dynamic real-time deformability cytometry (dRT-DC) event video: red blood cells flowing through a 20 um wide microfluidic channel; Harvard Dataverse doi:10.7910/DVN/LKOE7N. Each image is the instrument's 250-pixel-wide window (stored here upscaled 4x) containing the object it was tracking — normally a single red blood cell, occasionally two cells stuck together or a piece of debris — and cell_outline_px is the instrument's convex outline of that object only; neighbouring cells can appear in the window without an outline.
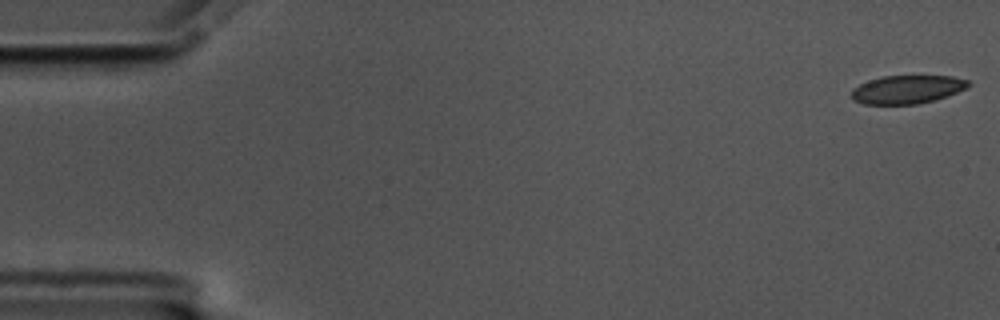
{"species": "common noctule bat (a hibernating species)", "species_latin": "Nyctalus noctula", "temperature_condition": "cold", "stored_images_in_passage": 57, "camera_frame_rate_fps": 3000, "um_per_image_px": 0.085, "animal": {"sex": "male", "body_mass_g": 17.5, "forearm_length_mm": 52.3}, "frame": {"image": 1, "passage_image": 1, "time_ms": 0.0, "image_size_px": [1000, 320], "cell_outline_px": [[972, 84], [968, 88], [936, 100], [916, 104], [864, 104], [852, 100], [852, 88], [868, 80], [884, 76], [952, 76], [968, 80]], "centroid_in_image_um": [77.13, 7.6], "position_along_channel_um": 7.9, "area_um2": 19.42}}
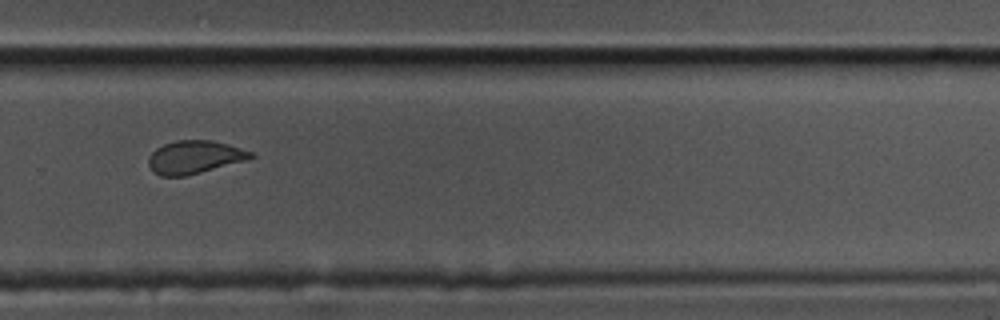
{"frame": {"image": 2, "passage_image": 39, "time_ms": 12.667, "image_size_px": [1000, 320], "cell_outline_px": [[256, 156], [248, 160], [184, 176], [160, 176], [152, 172], [148, 164], [148, 156], [156, 148], [164, 144], [176, 140], [212, 140], [228, 144], [252, 152]], "centroid_in_image_um": [16.52, 13.35], "position_along_channel_um": 313.3, "area_um2": 19.77}}
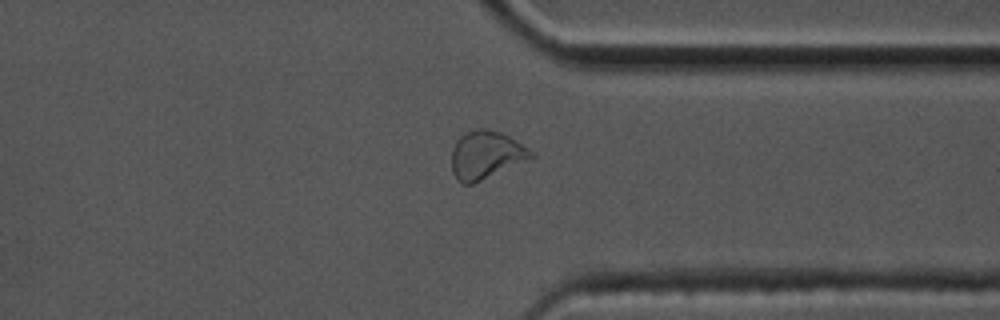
{"frame": {"image": 3, "passage_image": 44, "time_ms": 14.333, "image_size_px": [1000, 320], "cell_outline_px": [[536, 156], [472, 184], [464, 184], [456, 180], [452, 172], [452, 148], [456, 140], [460, 136], [476, 128], [484, 128], [500, 132], [508, 136], [536, 152]], "centroid_in_image_um": [41.3, 13.17], "position_along_channel_um": 370.1, "area_um2": 22.14}, "authors_computed_cell_mechanics": {"area_um2": 20.6346, "velocity_mm_per_s": 3.4806, "shape_relaxation_time_tau1_ms": null, "shape_relaxation_time_tau2_ms": 1.5871, "deformation_change_tau1": null, "deformation_change_tau2": 0.0521}}